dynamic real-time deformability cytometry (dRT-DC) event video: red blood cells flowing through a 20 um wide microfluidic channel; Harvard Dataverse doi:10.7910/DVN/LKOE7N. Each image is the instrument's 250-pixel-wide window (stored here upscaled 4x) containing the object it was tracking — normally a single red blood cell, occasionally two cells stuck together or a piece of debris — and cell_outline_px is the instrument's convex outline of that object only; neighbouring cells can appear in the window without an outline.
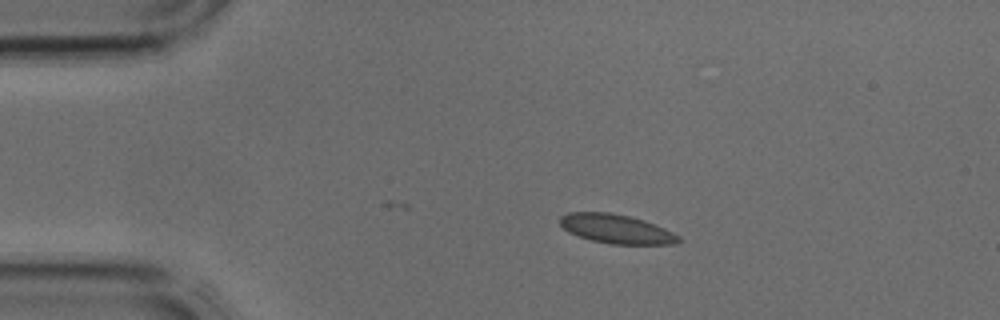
{"species": "common noctule bat (a hibernating species)", "species_latin": "Nyctalus noctula", "temperature_condition": "cold", "stored_images_in_passage": 2, "camera_frame_rate_fps": 3000, "um_per_image_px": 0.085, "animal": {"sex": "male", "body_mass_g": 17.9, "forearm_length_mm": 54.2}, "frame": {"image": 1, "passage_image": 1, "time_ms": 0.0, "image_size_px": [1000, 320], "cell_outline_px": [[680, 240], [676, 244], [608, 244], [592, 240], [568, 232], [560, 224], [560, 216], [568, 212], [608, 212], [628, 216], [644, 220], [664, 228], [680, 236]], "centroid_in_image_um": [52.38, 19.46], "position_along_channel_um": 32.6, "area_um2": 20.0}}